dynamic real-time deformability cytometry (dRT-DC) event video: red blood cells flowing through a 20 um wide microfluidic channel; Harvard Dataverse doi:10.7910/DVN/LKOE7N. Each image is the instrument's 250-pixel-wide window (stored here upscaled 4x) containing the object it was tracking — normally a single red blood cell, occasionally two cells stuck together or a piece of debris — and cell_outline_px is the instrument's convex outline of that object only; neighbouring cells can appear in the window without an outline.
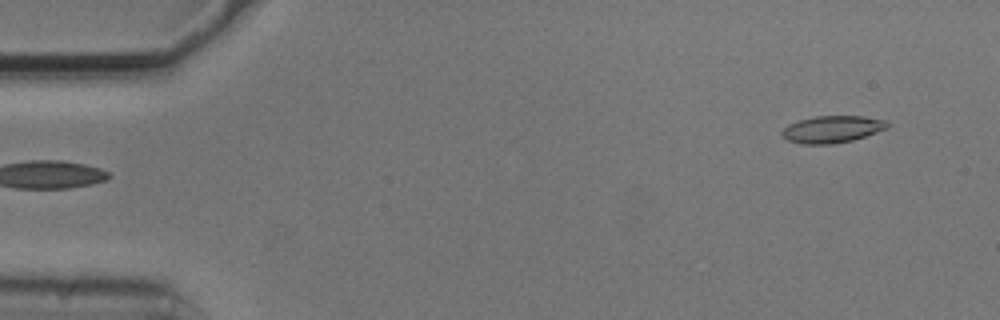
{"species": "common noctule bat (a hibernating species)", "species_latin": "Nyctalus noctula", "temperature_condition": "cold", "stored_images_in_passage": 3, "segment_of_instrument_passage": [2, 2], "camera_frame_rate_fps": 3000, "um_per_image_px": 0.085, "animal": {"sex": "male", "body_mass_g": 20.5, "forearm_length_mm": 52.5}, "frame": {"image": 1, "passage_image": 3, "time_ms": 0.667, "image_size_px": [1000, 320], "cell_outline_px": [[892, 124], [888, 128], [852, 140], [832, 144], [804, 144], [788, 140], [780, 132], [788, 124], [800, 120], [816, 116], [864, 116], [888, 120]], "centroid_in_image_um": [70.79, 10.97], "position_along_channel_um": 14.2, "area_um2": 16.59}}